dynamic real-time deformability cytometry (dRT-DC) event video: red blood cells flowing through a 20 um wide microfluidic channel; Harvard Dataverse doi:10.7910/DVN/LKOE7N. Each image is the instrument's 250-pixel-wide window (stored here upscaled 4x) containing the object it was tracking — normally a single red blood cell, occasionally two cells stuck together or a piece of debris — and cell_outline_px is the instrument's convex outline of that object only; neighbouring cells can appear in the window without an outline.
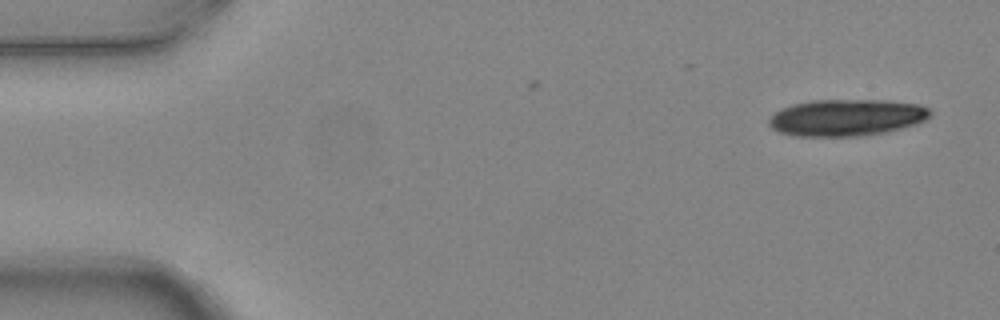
{"species": "common noctule bat (a hibernating species)", "species_latin": "Nyctalus noctula", "temperature_condition": "warm", "stored_images_in_passage": 3, "camera_frame_rate_fps": 3000, "um_per_image_px": 0.085, "animal": {"sex": "female", "body_mass_g": 24.6, "forearm_length_mm": 56.2}, "frame": {"image": 1, "passage_image": 3, "time_ms": 0.667, "image_size_px": [1000, 320], "cell_outline_px": [[932, 116], [928, 120], [916, 124], [888, 132], [860, 136], [796, 136], [780, 132], [772, 128], [768, 124], [768, 120], [776, 112], [792, 104], [812, 100], [888, 100], [920, 104], [928, 108], [932, 112]], "centroid_in_image_um": [72.03, 9.99], "position_along_channel_um": 13.0, "area_um2": 34.8}}